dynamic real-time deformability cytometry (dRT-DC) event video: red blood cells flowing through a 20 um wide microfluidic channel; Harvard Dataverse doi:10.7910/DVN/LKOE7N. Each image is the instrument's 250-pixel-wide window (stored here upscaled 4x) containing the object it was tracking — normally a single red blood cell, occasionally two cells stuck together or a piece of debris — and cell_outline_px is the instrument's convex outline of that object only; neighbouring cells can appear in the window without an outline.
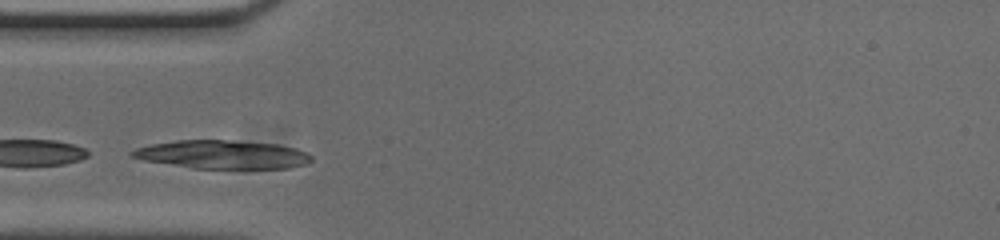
{"species": "common noctule bat (a hibernating species)", "species_latin": "Nyctalus noctula", "temperature_condition": "cold", "stored_images_in_passage": 34, "camera_frame_rate_fps": 3000, "um_per_image_px": 0.085, "animal": {"sex": "male", "body_mass_g": 20.0, "forearm_length_mm": 53.3}, "frame": {"image": 1, "passage_image": 7, "time_ms": 2.0, "image_size_px": [1000, 240], "cell_outline_px": [[312, 160], [308, 164], [288, 168], [192, 168], [144, 160], [132, 156], [128, 152], [136, 148], [152, 144], [176, 140], [228, 140], [276, 144], [296, 148], [308, 152], [312, 156]], "centroid_in_image_um": [18.94, 13.13], "position_along_channel_um": 66.1, "area_um2": 29.65}}
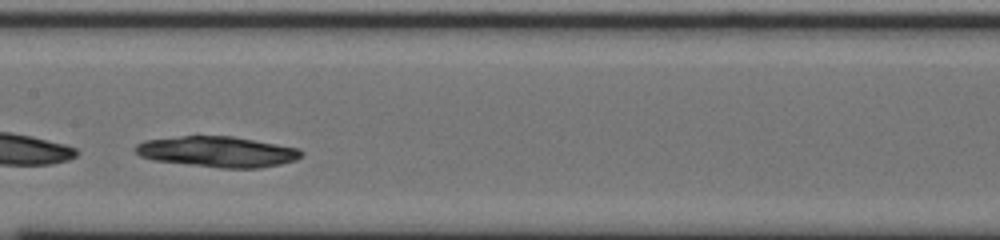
{"frame": {"image": 2, "passage_image": 17, "time_ms": 5.333, "image_size_px": [1000, 240], "cell_outline_px": [[304, 152], [296, 160], [280, 164], [260, 168], [220, 168], [152, 160], [140, 156], [132, 148], [136, 144], [144, 140], [180, 136], [232, 136], [276, 144], [296, 148]], "centroid_in_image_um": [18.43, 12.9], "position_along_channel_um": 189.0, "area_um2": 29.65}}
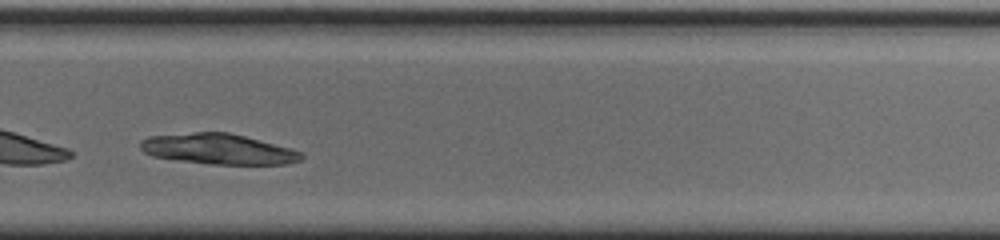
{"frame": {"image": 3, "passage_image": 27, "time_ms": 8.667, "image_size_px": [1000, 240], "cell_outline_px": [[304, 156], [300, 160], [288, 164], [212, 164], [180, 160], [152, 156], [144, 152], [140, 148], [140, 140], [148, 136], [192, 132], [228, 132], [244, 136], [304, 152]], "centroid_in_image_um": [18.54, 12.66], "position_along_channel_um": 311.3, "area_um2": 28.5}}